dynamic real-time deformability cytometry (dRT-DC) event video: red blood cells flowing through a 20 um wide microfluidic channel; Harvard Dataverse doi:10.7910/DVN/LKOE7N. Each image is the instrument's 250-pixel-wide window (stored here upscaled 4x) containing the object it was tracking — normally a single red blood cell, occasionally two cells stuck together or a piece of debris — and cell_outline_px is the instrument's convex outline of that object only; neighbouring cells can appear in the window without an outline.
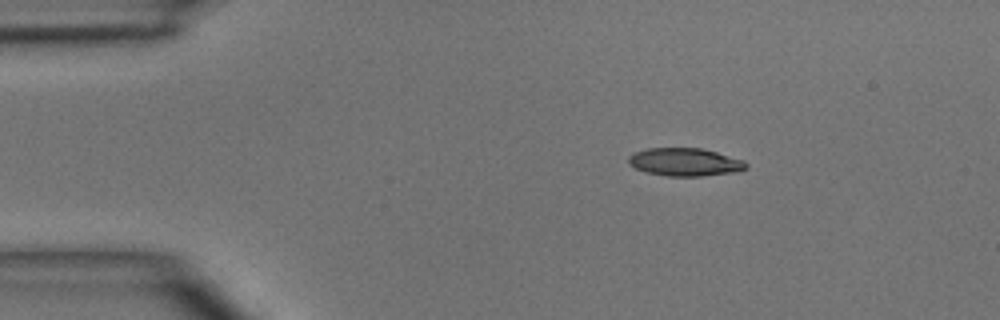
{"species": "common noctule bat (a hibernating species)", "species_latin": "Nyctalus noctula", "temperature_condition": "room temperature", "stored_images_in_passage": 4, "camera_frame_rate_fps": 3000, "um_per_image_px": 0.085, "animal": {"sex": "male", "body_mass_g": 15.6}, "frame": {"image": 1, "passage_image": 2, "time_ms": 1.0, "image_size_px": [1000, 320], "cell_outline_px": [[748, 168], [732, 172], [700, 176], [668, 176], [648, 172], [636, 168], [628, 164], [628, 156], [644, 148], [700, 148], [716, 152], [744, 160], [748, 164]], "centroid_in_image_um": [58.21, 13.76], "position_along_channel_um": 26.8, "area_um2": 19.02}}
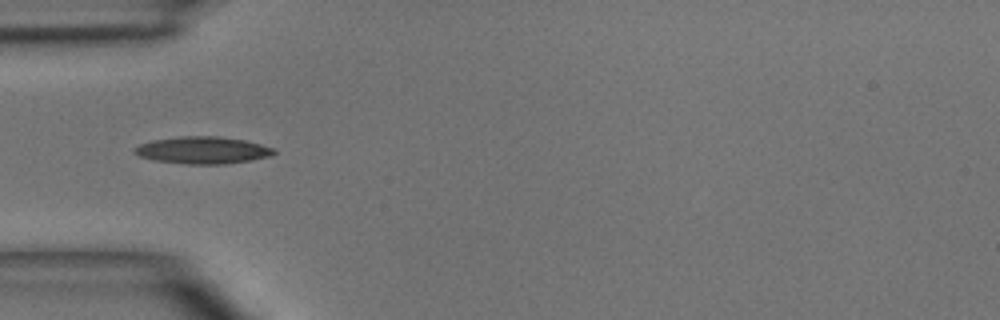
{"frame": {"image": 2, "passage_image": 4, "time_ms": 3.333, "image_size_px": [1000, 320], "cell_outline_px": [[276, 152], [272, 156], [252, 160], [224, 164], [184, 164], [152, 160], [140, 156], [132, 152], [132, 148], [140, 144], [152, 140], [180, 136], [216, 136], [244, 140], [260, 144], [272, 148]], "centroid_in_image_um": [17.19, 12.77], "position_along_channel_um": 67.8, "area_um2": 22.14}}